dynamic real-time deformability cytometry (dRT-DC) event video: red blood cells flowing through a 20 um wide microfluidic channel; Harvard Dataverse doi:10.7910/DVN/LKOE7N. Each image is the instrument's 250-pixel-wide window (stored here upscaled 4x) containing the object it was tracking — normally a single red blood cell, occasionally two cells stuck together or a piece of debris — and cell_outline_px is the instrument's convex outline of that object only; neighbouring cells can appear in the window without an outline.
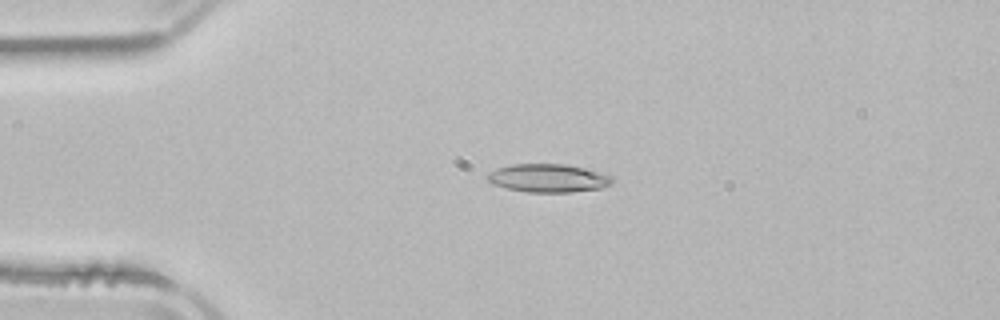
{"species": "common noctule bat (a hibernating species)", "species_latin": "Nyctalus noctula", "temperature_condition": "room temperature", "stored_images_in_passage": 4, "camera_frame_rate_fps": 3000, "um_per_image_px": 0.085, "animal": {"sex": "male", "body_mass_g": 21.5, "forearm_length_mm": 52.0}, "frame": {"image": 1, "passage_image": 2, "time_ms": 1.333, "image_size_px": [1000, 320], "cell_outline_px": [[612, 184], [600, 188], [572, 192], [528, 192], [508, 188], [492, 184], [484, 176], [488, 172], [496, 168], [512, 164], [564, 164], [584, 168], [612, 176]], "centroid_in_image_um": [46.55, 15.13], "position_along_channel_um": 38.4, "area_um2": 20.52}}
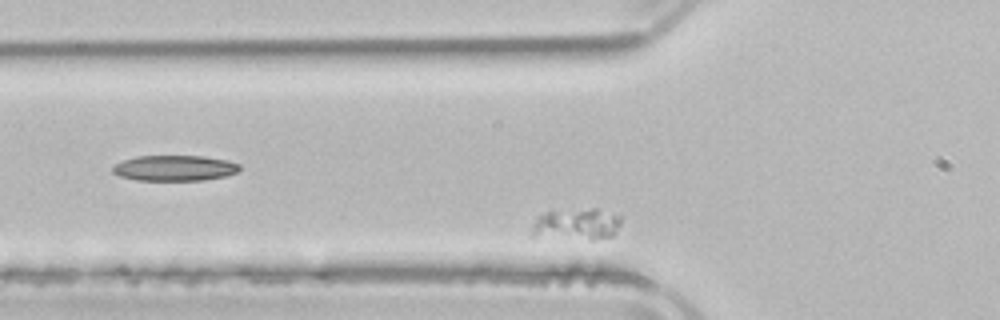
{"frame": {"image": 2, "passage_image": 4, "time_ms": 4.0, "image_size_px": [1000, 320], "cell_outline_px": [[620, 224], [616, 232], [612, 236], [592, 240], [528, 236], [532, 224], [536, 216], [548, 208], [596, 208], [620, 216]], "centroid_in_image_um": [48.88, 19.02], "position_along_channel_um": 76.9, "area_um2": 17.51}}